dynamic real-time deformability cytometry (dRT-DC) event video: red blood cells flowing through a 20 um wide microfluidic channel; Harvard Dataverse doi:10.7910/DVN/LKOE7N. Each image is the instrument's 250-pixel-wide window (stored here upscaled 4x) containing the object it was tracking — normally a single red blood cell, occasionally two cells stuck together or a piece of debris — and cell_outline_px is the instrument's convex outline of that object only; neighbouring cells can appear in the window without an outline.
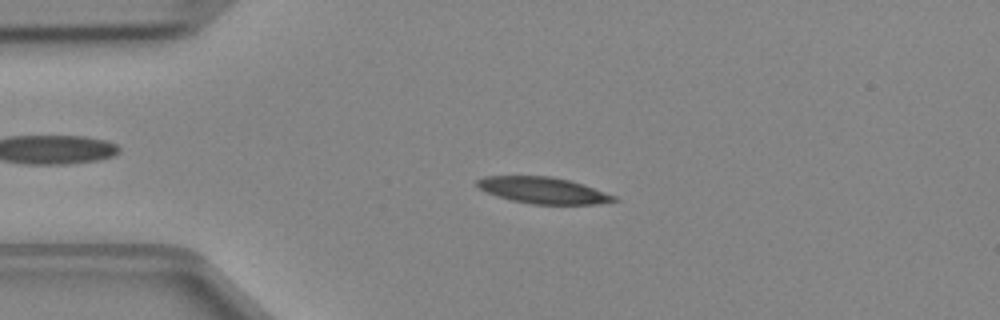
{"species": "Egyptian fruit bat (a non-hibernating species)", "species_latin": "Rousettus aegyptiacus", "temperature_condition": "cold", "stored_images_in_passage": 47, "camera_frame_rate_fps": 3000, "um_per_image_px": 0.085, "animal": {"sex": "female"}, "frame": {"image": 1, "passage_image": 10, "time_ms": 3.0, "image_size_px": [1000, 320], "cell_outline_px": [[620, 200], [596, 204], [532, 204], [512, 200], [496, 196], [476, 188], [476, 180], [484, 176], [552, 176], [584, 184], [616, 196]], "centroid_in_image_um": [46.14, 16.17], "position_along_channel_um": 38.9, "area_um2": 21.15}}
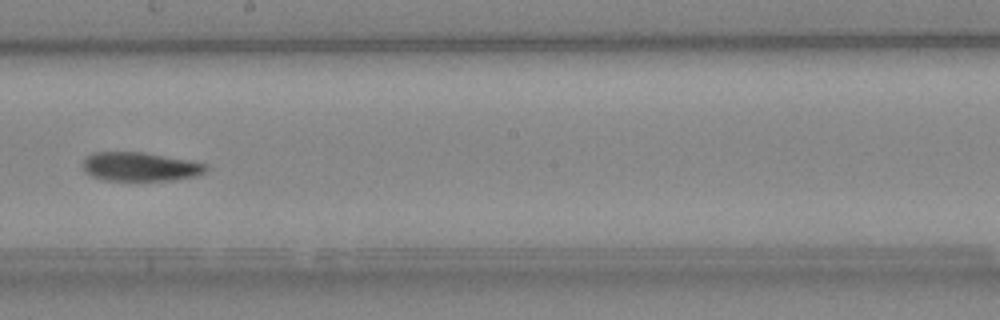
{"frame": {"image": 2, "passage_image": 26, "time_ms": 8.333, "image_size_px": [1000, 320], "cell_outline_px": [[208, 168], [204, 172], [196, 176], [172, 180], [104, 180], [92, 176], [84, 172], [84, 160], [92, 152], [144, 152], [192, 160], [208, 164]], "centroid_in_image_um": [11.95, 14.16], "position_along_channel_um": 236.3, "area_um2": 20.81}}
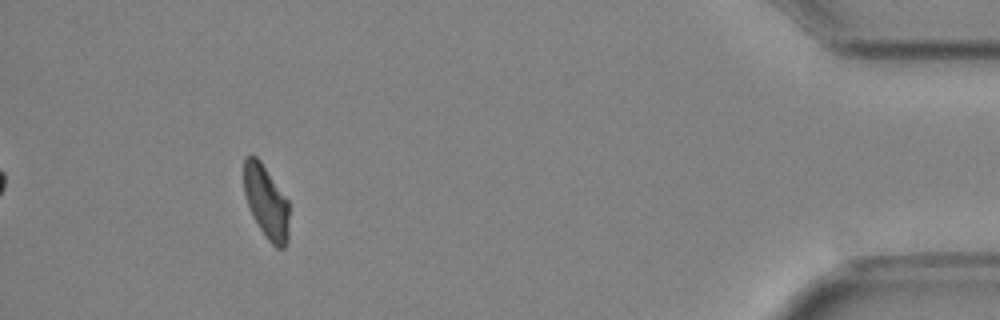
{"frame": {"image": 3, "passage_image": 43, "time_ms": 14.0, "image_size_px": [1000, 320], "cell_outline_px": [[288, 240], [284, 248], [276, 248], [268, 240], [252, 216], [244, 192], [244, 156], [256, 156], [260, 160], [288, 200]], "centroid_in_image_um": [22.63, 17.17], "position_along_channel_um": 412.6, "area_um2": 19.13}}